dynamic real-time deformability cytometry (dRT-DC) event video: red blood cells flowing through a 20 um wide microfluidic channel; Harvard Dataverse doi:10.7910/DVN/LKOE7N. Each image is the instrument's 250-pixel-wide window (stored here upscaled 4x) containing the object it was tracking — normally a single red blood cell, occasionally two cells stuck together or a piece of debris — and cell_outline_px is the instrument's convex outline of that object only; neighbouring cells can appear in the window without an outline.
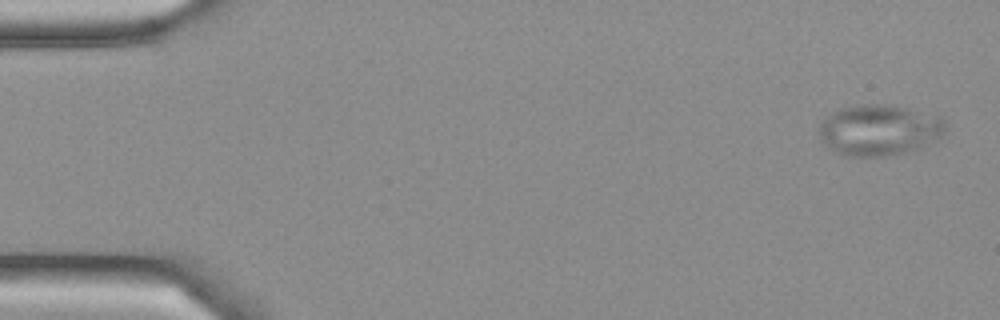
{"species": "Egyptian fruit bat (a non-hibernating species)", "species_latin": "Rousettus aegyptiacus", "temperature_condition": "cold", "stored_images_in_passage": 4, "camera_frame_rate_fps": 3000, "um_per_image_px": 0.085, "frame": {"image": 1, "passage_image": 1, "time_ms": 0.0, "image_size_px": [1000, 320], "cell_outline_px": [[948, 128], [940, 136], [928, 144], [904, 152], [884, 156], [844, 156], [828, 148], [824, 144], [820, 136], [820, 124], [832, 112], [840, 108], [864, 104], [888, 104], [944, 116], [948, 124]], "centroid_in_image_um": [74.77, 11.04], "position_along_channel_um": 10.2, "area_um2": 37.63}}